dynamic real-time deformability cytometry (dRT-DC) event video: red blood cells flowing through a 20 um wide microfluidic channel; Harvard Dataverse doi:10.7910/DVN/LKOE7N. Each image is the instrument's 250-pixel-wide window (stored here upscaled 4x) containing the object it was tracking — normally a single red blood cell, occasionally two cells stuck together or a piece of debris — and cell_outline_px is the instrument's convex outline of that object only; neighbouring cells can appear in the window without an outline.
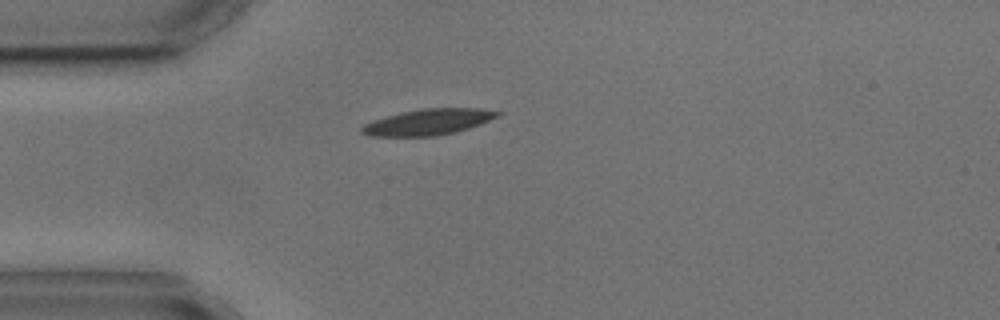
{"species": "common noctule bat (a hibernating species)", "species_latin": "Nyctalus noctula", "temperature_condition": "cold", "stored_images_in_passage": 3, "camera_frame_rate_fps": 3000, "um_per_image_px": 0.085, "animal": {"sex": "male", "body_mass_g": 17.9, "forearm_length_mm": 54.2}, "frame": {"image": 1, "passage_image": 3, "time_ms": 3.0, "image_size_px": [1000, 320], "cell_outline_px": [[504, 112], [500, 116], [480, 124], [456, 132], [436, 136], [372, 136], [360, 132], [360, 128], [364, 124], [400, 112], [424, 108], [480, 108]], "centroid_in_image_um": [36.45, 10.36], "position_along_channel_um": 48.5, "area_um2": 20.52}}